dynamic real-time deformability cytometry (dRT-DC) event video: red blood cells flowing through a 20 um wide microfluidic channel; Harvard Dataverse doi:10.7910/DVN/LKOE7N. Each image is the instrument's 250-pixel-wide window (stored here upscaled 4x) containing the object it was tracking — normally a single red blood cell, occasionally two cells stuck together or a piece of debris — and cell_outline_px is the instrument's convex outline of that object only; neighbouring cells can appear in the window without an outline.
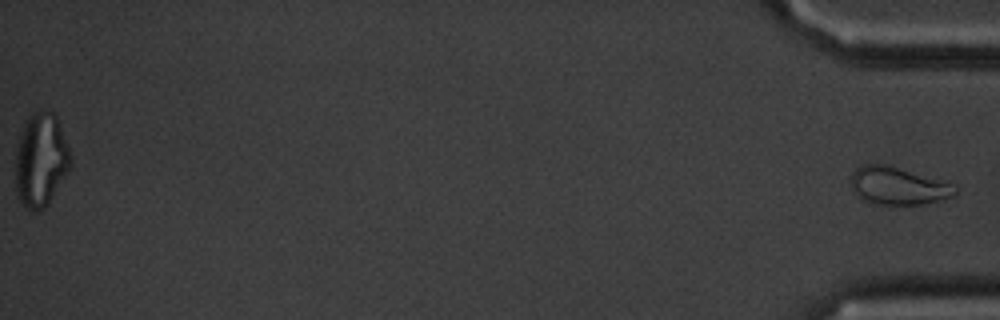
{"species": "common noctule bat (a hibernating species)", "species_latin": "Nyctalus noctula", "temperature_condition": "cold", "stored_images_in_passage": 59, "segment_of_instrument_passage": [2, 2], "camera_frame_rate_fps": 3000, "um_per_image_px": 0.085, "animal": {"sex": "male", "body_mass_g": 20.1, "forearm_length_mm": 53.5}, "frame": {"image": 1, "passage_image": 59, "time_ms": 19.333, "image_size_px": [1000, 320], "cell_outline_px": [[956, 196], [940, 200], [920, 204], [876, 204], [860, 200], [852, 192], [852, 172], [860, 164], [884, 164], [948, 184], [956, 192]], "centroid_in_image_um": [76.19, 15.82], "position_along_channel_um": 359.0, "area_um2": 22.14}}